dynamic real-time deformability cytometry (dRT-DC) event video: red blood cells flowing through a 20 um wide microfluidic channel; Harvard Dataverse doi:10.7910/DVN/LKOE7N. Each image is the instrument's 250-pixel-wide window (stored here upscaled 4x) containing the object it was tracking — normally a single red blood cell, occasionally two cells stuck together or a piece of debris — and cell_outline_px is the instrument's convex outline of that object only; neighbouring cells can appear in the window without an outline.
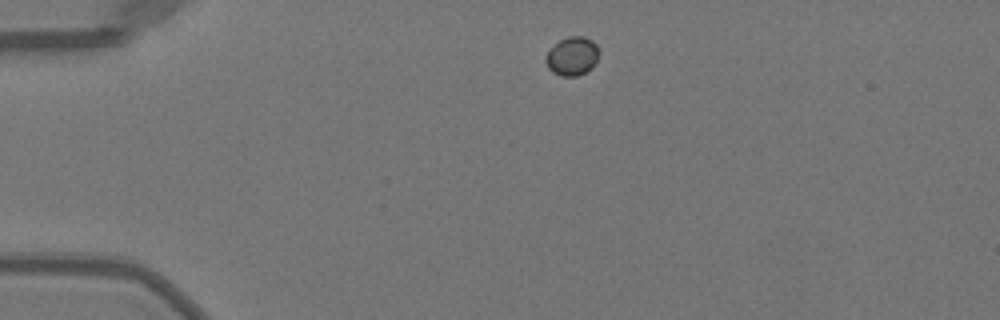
{"species": "Egyptian fruit bat (a non-hibernating species)", "species_latin": "Rousettus aegyptiacus", "temperature_condition": "warm", "stored_images_in_passage": 41, "camera_frame_rate_fps": 3000, "um_per_image_px": 0.085, "animal": {"sex": "female"}, "frame": {"image": 1, "passage_image": 1, "time_ms": 0.0, "image_size_px": [1000, 320], "cell_outline_px": [[600, 52], [592, 68], [576, 76], [560, 76], [552, 72], [548, 68], [544, 60], [548, 52], [560, 40], [568, 36], [584, 36], [592, 40], [596, 44]], "centroid_in_image_um": [48.64, 4.77], "position_along_channel_um": 36.4, "area_um2": 11.96}}
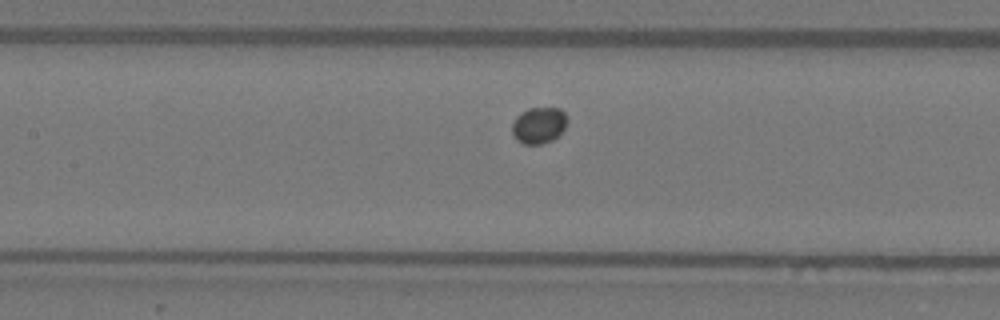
{"frame": {"image": 2, "passage_image": 14, "time_ms": 4.333, "image_size_px": [1000, 320], "cell_outline_px": [[568, 120], [564, 128], [552, 140], [540, 144], [524, 144], [516, 140], [512, 132], [512, 124], [516, 116], [528, 108], [560, 108], [568, 116]], "centroid_in_image_um": [45.8, 10.63], "position_along_channel_um": 161.6, "area_um2": 11.68}}
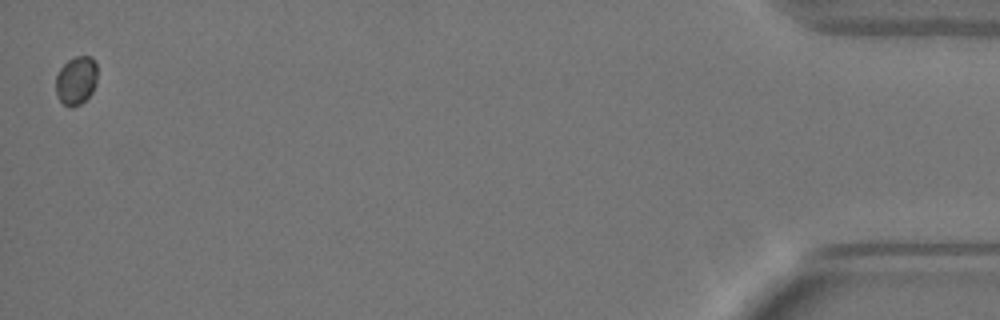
{"frame": {"image": 3, "passage_image": 41, "time_ms": 13.333, "image_size_px": [1000, 320], "cell_outline_px": [[96, 84], [92, 92], [80, 104], [64, 104], [56, 96], [56, 76], [60, 68], [68, 60], [76, 56], [92, 56], [96, 60]], "centroid_in_image_um": [6.48, 6.78], "position_along_channel_um": 428.7, "area_um2": 11.56}}